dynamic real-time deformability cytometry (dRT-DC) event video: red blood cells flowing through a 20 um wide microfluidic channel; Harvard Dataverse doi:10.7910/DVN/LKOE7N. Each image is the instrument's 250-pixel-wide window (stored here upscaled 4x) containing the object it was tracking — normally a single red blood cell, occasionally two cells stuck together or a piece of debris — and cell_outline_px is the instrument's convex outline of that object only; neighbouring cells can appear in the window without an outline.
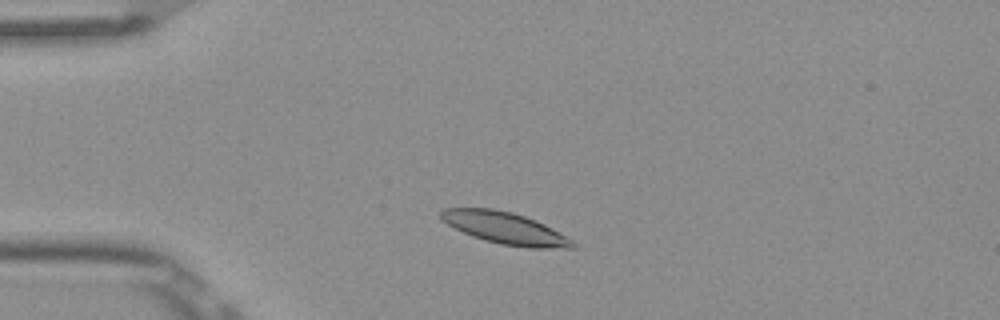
{"species": "Egyptian fruit bat (a non-hibernating species)", "species_latin": "Rousettus aegyptiacus", "temperature_condition": "room temperature", "stored_images_in_passage": 9, "camera_frame_rate_fps": 3000, "um_per_image_px": 0.085, "frame": {"image": 1, "passage_image": 2, "time_ms": 0.333, "image_size_px": [1000, 320], "cell_outline_px": [[576, 248], [528, 248], [500, 244], [484, 240], [472, 236], [440, 220], [440, 212], [444, 208], [492, 208], [512, 212], [524, 216], [544, 224], [552, 228], [572, 240], [576, 244]], "centroid_in_image_um": [42.93, 19.39], "position_along_channel_um": 42.1, "area_um2": 24.33}}
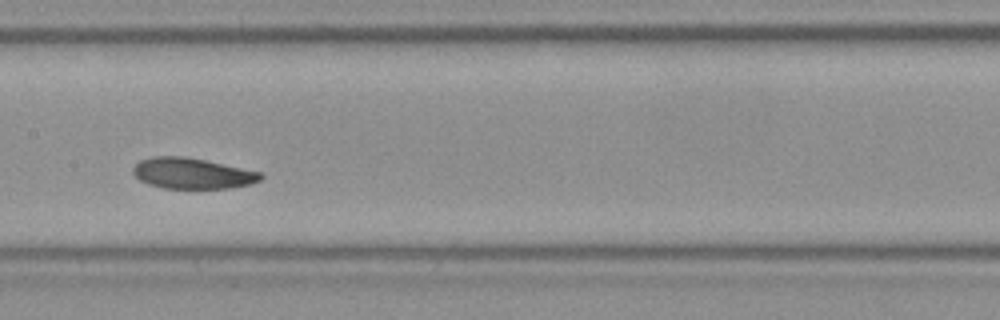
{"frame": {"image": 2, "passage_image": 6, "time_ms": 1.667, "image_size_px": [1000, 320], "cell_outline_px": [[264, 176], [260, 180], [248, 184], [228, 188], [164, 188], [148, 184], [140, 180], [132, 172], [132, 168], [140, 160], [152, 156], [184, 156], [204, 160], [260, 172]], "centroid_in_image_um": [16.29, 14.73], "position_along_channel_um": 191.1, "area_um2": 22.66}}
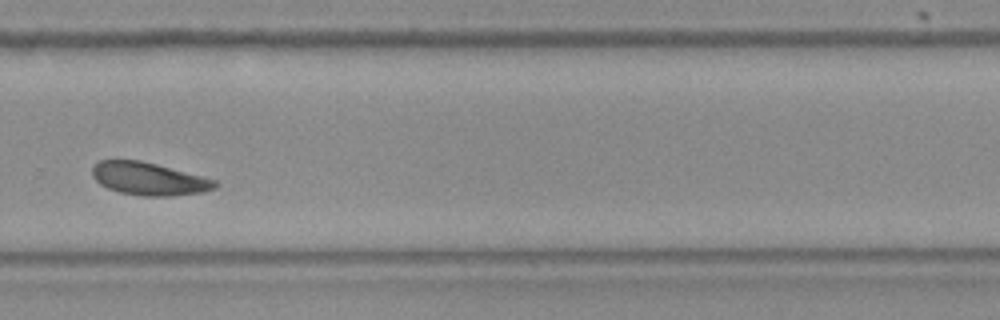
{"frame": {"image": 3, "passage_image": 9, "time_ms": 2.667, "image_size_px": [1000, 320], "cell_outline_px": [[220, 184], [216, 188], [204, 192], [168, 196], [144, 196], [120, 192], [108, 188], [100, 184], [92, 176], [92, 168], [100, 160], [140, 160], [156, 164], [216, 180]], "centroid_in_image_um": [12.67, 15.2], "position_along_channel_um": 317.1, "area_um2": 23.29}}